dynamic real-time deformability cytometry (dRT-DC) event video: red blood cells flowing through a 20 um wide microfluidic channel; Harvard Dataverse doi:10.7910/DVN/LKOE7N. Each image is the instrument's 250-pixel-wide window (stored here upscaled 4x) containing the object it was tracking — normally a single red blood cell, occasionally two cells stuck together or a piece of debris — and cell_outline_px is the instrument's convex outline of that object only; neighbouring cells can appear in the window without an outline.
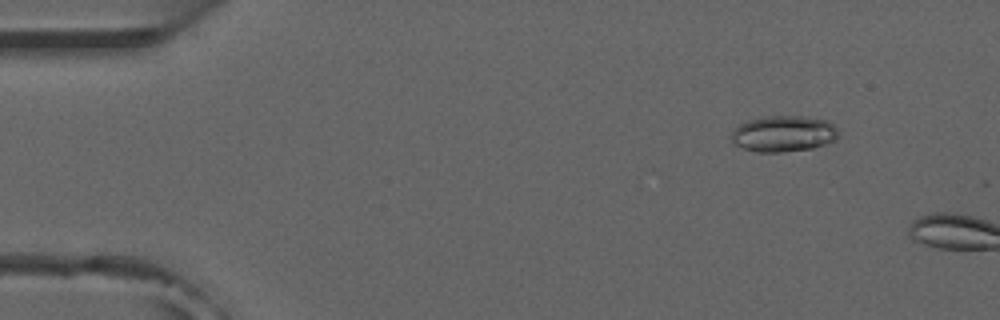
{"species": "common noctule bat (a hibernating species)", "species_latin": "Nyctalus noctula", "temperature_condition": "room temperature", "stored_images_in_passage": 8, "camera_frame_rate_fps": 3000, "um_per_image_px": 0.085, "animal": {"sex": "male", "forearm_length_mm": 52.5}, "frame": {"image": 1, "passage_image": 5, "time_ms": 1.333, "image_size_px": [1000, 320], "cell_outline_px": [[840, 136], [836, 140], [812, 148], [784, 152], [756, 152], [732, 144], [728, 136], [740, 124], [748, 120], [764, 116], [804, 116], [828, 120], [836, 128]], "centroid_in_image_um": [66.58, 11.37], "position_along_channel_um": 18.4, "area_um2": 22.83}}